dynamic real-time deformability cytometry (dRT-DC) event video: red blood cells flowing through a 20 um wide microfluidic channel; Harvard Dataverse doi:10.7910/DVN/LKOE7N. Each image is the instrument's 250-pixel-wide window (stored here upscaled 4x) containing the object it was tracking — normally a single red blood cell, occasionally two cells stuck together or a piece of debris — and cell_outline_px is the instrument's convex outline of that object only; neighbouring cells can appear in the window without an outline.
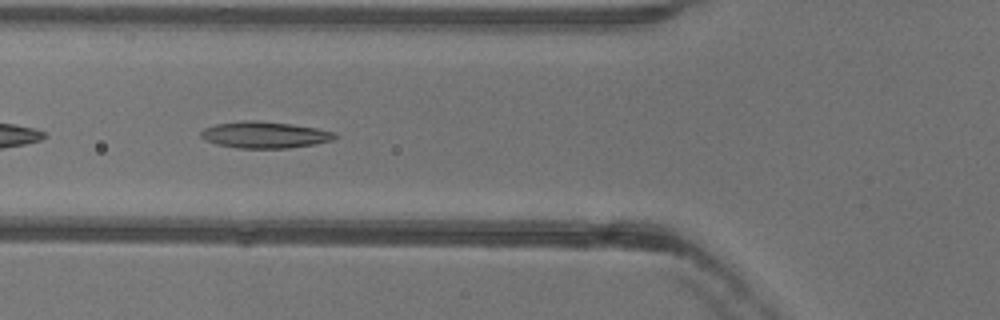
{"species": "common noctule bat (a hibernating species)", "species_latin": "Nyctalus noctula", "temperature_condition": "warm", "stored_images_in_passage": 48, "camera_frame_rate_fps": 3000, "um_per_image_px": 0.085, "animal": {"sex": "female"}, "frame": {"image": 1, "passage_image": 19, "time_ms": 6.0, "image_size_px": [1000, 320], "cell_outline_px": [[336, 136], [332, 140], [312, 144], [288, 148], [236, 148], [216, 144], [204, 140], [200, 136], [200, 132], [204, 128], [216, 124], [244, 120], [256, 120], [292, 124], [316, 128], [332, 132]], "centroid_in_image_um": [22.42, 11.46], "position_along_channel_um": 103.4, "area_um2": 20.58}}
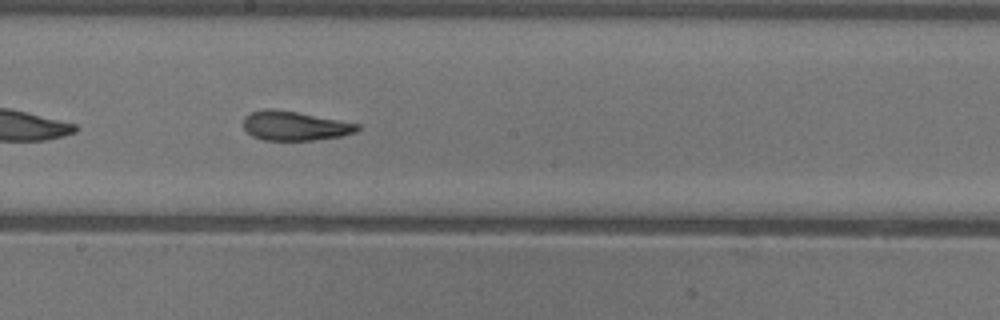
{"frame": {"image": 2, "passage_image": 28, "time_ms": 9.0, "image_size_px": [1000, 320], "cell_outline_px": [[360, 128], [356, 132], [344, 136], [316, 140], [264, 140], [252, 136], [244, 128], [244, 116], [252, 112], [264, 108], [272, 108], [296, 112], [360, 124]], "centroid_in_image_um": [25.06, 10.7], "position_along_channel_um": 223.1, "area_um2": 19.48}}
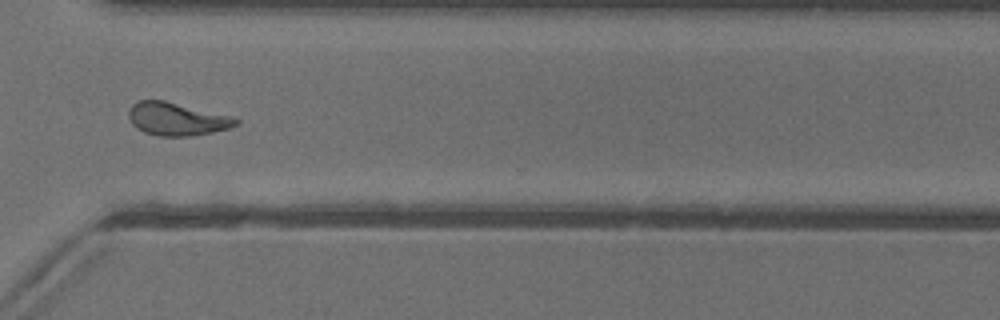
{"frame": {"image": 3, "passage_image": 38, "time_ms": 12.333, "image_size_px": [1000, 320], "cell_outline_px": [[240, 124], [228, 128], [212, 132], [192, 136], [160, 136], [144, 132], [136, 128], [132, 124], [128, 116], [128, 112], [132, 104], [136, 100], [164, 100], [232, 116], [240, 120]], "centroid_in_image_um": [15.02, 10.11], "position_along_channel_um": 355.6, "area_um2": 20.69}, "authors_computed_cell_mechanics": {"area_um2": 20.6057, "velocity_mm_per_s": 3.9879, "shape_relaxation_time_tau1_ms": 6.2486, "shape_relaxation_time_tau2_ms": 2.0061, "deformation_change_tau1": 0.226, "deformation_change_tau2": 0.1008}}